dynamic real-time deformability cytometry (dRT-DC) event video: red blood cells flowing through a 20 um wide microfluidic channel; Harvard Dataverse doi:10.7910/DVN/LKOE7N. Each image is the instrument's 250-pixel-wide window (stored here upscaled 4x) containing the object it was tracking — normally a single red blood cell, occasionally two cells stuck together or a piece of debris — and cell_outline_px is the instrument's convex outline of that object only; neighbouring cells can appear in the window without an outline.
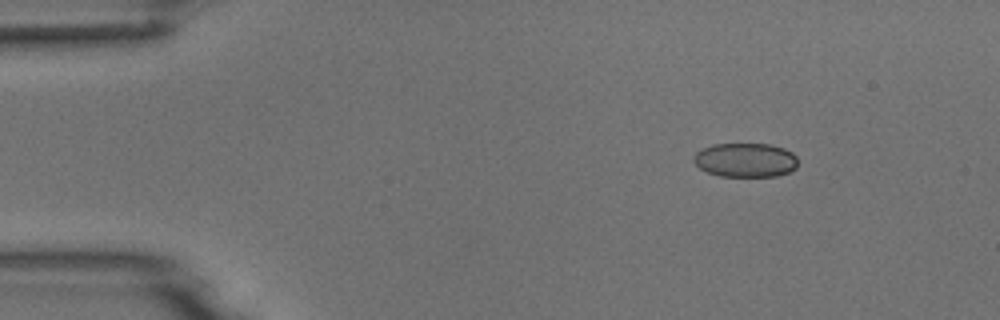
{"species": "common noctule bat (a hibernating species)", "species_latin": "Nyctalus noctula", "temperature_condition": "room temperature", "stored_images_in_passage": 6, "camera_frame_rate_fps": 3000, "um_per_image_px": 0.085, "animal": {"sex": "male", "body_mass_g": 18.8}, "frame": {"image": 1, "passage_image": 6, "time_ms": 5.667, "image_size_px": [1000, 320], "cell_outline_px": [[796, 168], [788, 172], [776, 176], [720, 176], [708, 172], [700, 168], [692, 160], [696, 152], [700, 148], [712, 144], [772, 144], [784, 148], [792, 152], [796, 156]], "centroid_in_image_um": [63.34, 13.59], "position_along_channel_um": 21.7, "area_um2": 20.81}}